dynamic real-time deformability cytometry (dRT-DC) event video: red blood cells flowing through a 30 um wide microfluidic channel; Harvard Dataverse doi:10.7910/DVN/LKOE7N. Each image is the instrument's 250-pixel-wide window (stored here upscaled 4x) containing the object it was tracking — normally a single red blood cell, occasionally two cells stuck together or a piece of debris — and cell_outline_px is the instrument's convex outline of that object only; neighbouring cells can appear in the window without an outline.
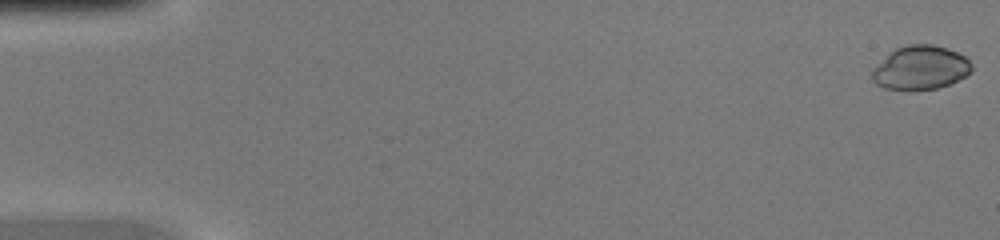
{"species": "common noctule bat (a hibernating species)", "species_latin": "Nyctalus noctula", "temperature_condition": "warm", "stored_images_in_passage": 46, "camera_frame_rate_fps": 3000, "um_per_image_px": 0.085, "animal": {"sex": "female", "body_mass_g": 20.0, "forearm_length_mm": 54.0}, "frame": {"image": 1, "passage_image": 1, "time_ms": 0.0, "image_size_px": [1000, 240], "cell_outline_px": [[972, 72], [940, 88], [912, 92], [908, 92], [884, 88], [876, 84], [872, 80], [872, 68], [896, 48], [908, 44], [932, 44], [956, 52], [964, 56], [972, 64]], "centroid_in_image_um": [78.21, 5.8], "position_along_channel_um": 6.8, "area_um2": 25.72}}
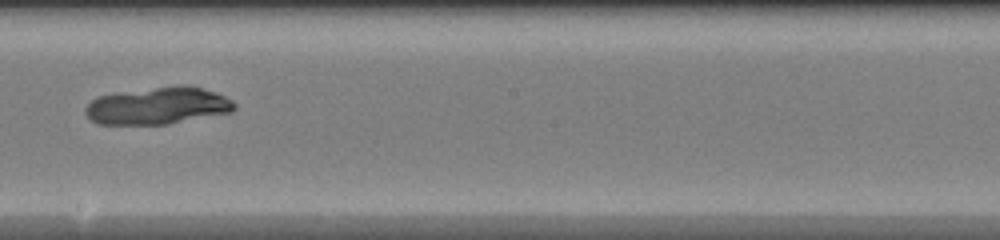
{"frame": {"image": 2, "passage_image": 27, "time_ms": 8.667, "image_size_px": [1000, 240], "cell_outline_px": [[236, 108], [232, 112], [168, 124], [96, 124], [84, 112], [84, 108], [96, 96], [180, 84], [184, 84], [216, 92], [232, 100], [236, 104]], "centroid_in_image_um": [13.44, 8.99], "position_along_channel_um": 234.8, "area_um2": 32.19}}
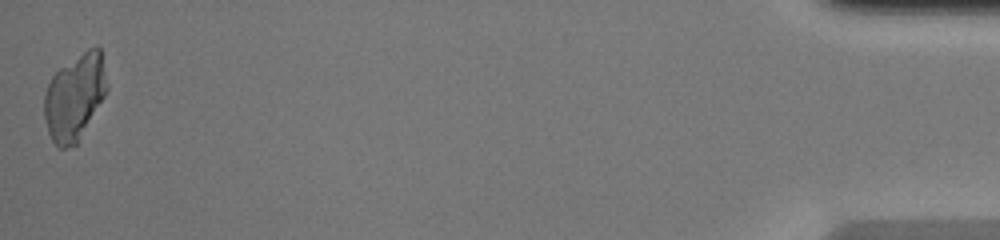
{"frame": {"image": 3, "passage_image": 46, "time_ms": 15.0, "image_size_px": [1000, 240], "cell_outline_px": [[108, 88], [104, 96], [76, 144], [64, 148], [60, 148], [52, 140], [48, 132], [44, 116], [44, 92], [52, 76], [60, 68], [88, 48], [100, 48], [108, 84]], "centroid_in_image_um": [6.34, 8.23], "position_along_channel_um": 428.9, "area_um2": 30.98}}